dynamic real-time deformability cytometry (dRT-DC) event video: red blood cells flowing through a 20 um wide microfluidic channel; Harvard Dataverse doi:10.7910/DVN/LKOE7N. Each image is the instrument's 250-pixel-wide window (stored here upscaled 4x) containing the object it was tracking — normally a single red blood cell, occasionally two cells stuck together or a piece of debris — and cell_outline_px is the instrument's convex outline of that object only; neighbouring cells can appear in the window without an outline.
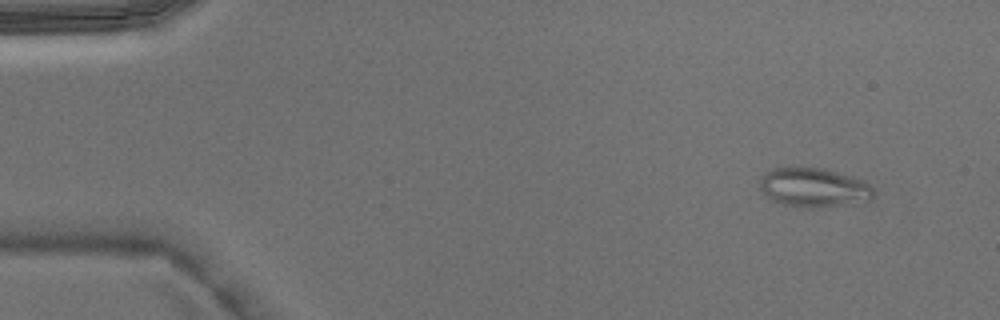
{"species": "Egyptian fruit bat (a non-hibernating species)", "species_latin": "Rousettus aegyptiacus", "temperature_condition": "warm", "stored_images_in_passage": 5, "camera_frame_rate_fps": 3000, "um_per_image_px": 0.085, "animal": {"sex": "male"}, "frame": {"image": 1, "passage_image": 1, "time_ms": 0.0, "image_size_px": [1000, 320], "cell_outline_px": [[876, 196], [872, 200], [808, 208], [780, 204], [772, 200], [760, 188], [760, 180], [772, 168], [820, 168], [852, 176], [868, 184], [876, 192]], "centroid_in_image_um": [69.19, 15.95], "position_along_channel_um": 15.8, "area_um2": 25.43}}
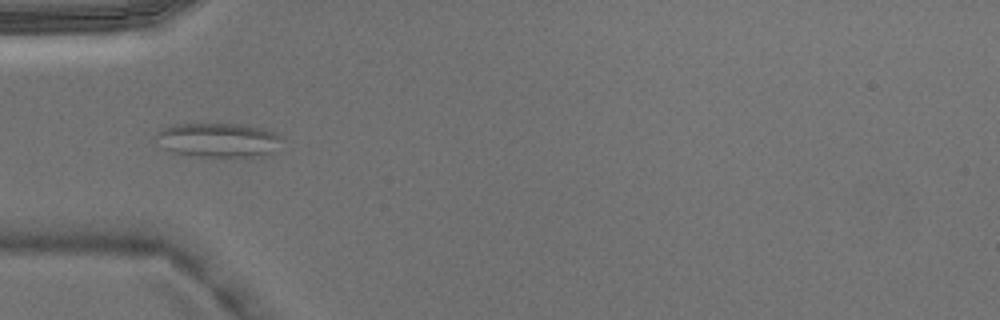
{"frame": {"image": 2, "passage_image": 4, "time_ms": 1.0, "image_size_px": [1000, 320], "cell_outline_px": [[280, 136], [272, 152], [264, 156], [200, 156], [172, 152], [164, 148], [152, 136], [164, 128], [176, 124], [240, 124], [260, 128], [272, 132]], "centroid_in_image_um": [18.47, 11.9], "position_along_channel_um": 66.5, "area_um2": 24.57}}